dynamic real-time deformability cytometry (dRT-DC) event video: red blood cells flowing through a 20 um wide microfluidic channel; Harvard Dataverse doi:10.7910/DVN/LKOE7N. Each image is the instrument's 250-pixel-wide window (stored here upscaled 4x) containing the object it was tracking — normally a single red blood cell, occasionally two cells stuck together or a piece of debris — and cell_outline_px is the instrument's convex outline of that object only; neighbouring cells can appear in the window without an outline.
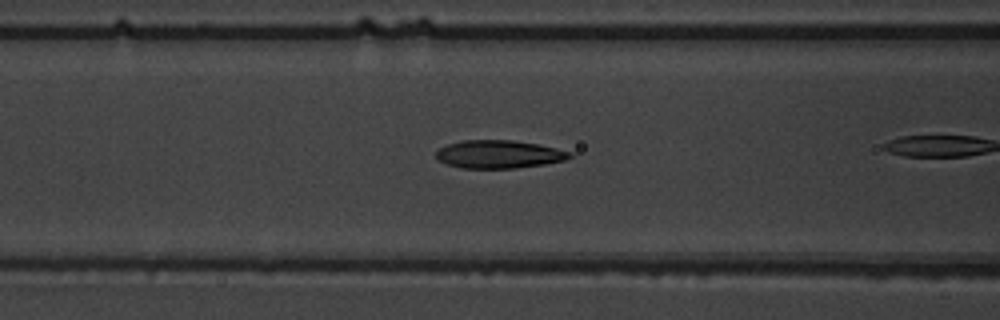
{"species": "common noctule bat (a hibernating species)", "species_latin": "Nyctalus noctula", "temperature_condition": "warm", "stored_images_in_passage": 35, "camera_frame_rate_fps": 3000, "um_per_image_px": 0.085, "animal": {"sex": "male", "body_mass_g": 19.5, "forearm_length_mm": 54.6}, "frame": {"image": 1, "passage_image": 16, "time_ms": 5.0, "image_size_px": [1000, 320], "cell_outline_px": [[572, 156], [564, 160], [544, 164], [516, 168], [460, 168], [448, 164], [440, 160], [436, 156], [436, 152], [440, 148], [448, 144], [464, 140], [512, 140], [536, 144], [556, 148], [572, 152]], "centroid_in_image_um": [42.41, 13.11], "position_along_channel_um": 124.2, "area_um2": 21.62}}
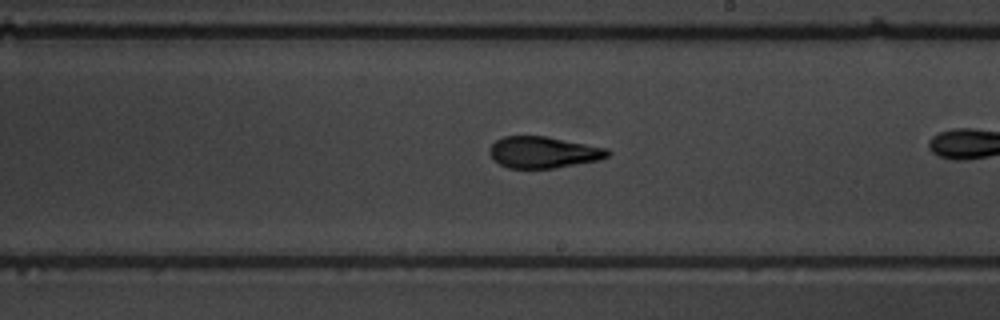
{"frame": {"image": 2, "passage_image": 25, "time_ms": 8.0, "image_size_px": [1000, 320], "cell_outline_px": [[612, 152], [608, 156], [600, 160], [552, 168], [508, 168], [500, 164], [488, 152], [488, 148], [496, 140], [504, 136], [548, 136], [608, 148]], "centroid_in_image_um": [46.21, 12.93], "position_along_channel_um": 242.8, "area_um2": 21.73}}